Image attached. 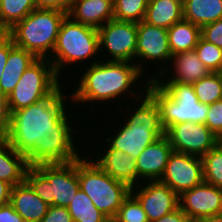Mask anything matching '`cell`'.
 I'll use <instances>...</instances> for the list:
<instances>
[{
  "label": "cell",
  "instance_id": "cell-1",
  "mask_svg": "<svg viewBox=\"0 0 222 222\" xmlns=\"http://www.w3.org/2000/svg\"><path fill=\"white\" fill-rule=\"evenodd\" d=\"M62 85L50 96L13 111L3 138L29 166L65 164L80 158L66 110ZM78 153V154H77Z\"/></svg>",
  "mask_w": 222,
  "mask_h": 222
},
{
  "label": "cell",
  "instance_id": "cell-2",
  "mask_svg": "<svg viewBox=\"0 0 222 222\" xmlns=\"http://www.w3.org/2000/svg\"><path fill=\"white\" fill-rule=\"evenodd\" d=\"M137 64L127 61L94 60L90 67L83 71L77 89L71 93V101L75 103H96L119 98L120 95H134V85L144 76L143 63ZM135 83V84H134ZM127 93V94H126ZM130 93V94H129Z\"/></svg>",
  "mask_w": 222,
  "mask_h": 222
},
{
  "label": "cell",
  "instance_id": "cell-3",
  "mask_svg": "<svg viewBox=\"0 0 222 222\" xmlns=\"http://www.w3.org/2000/svg\"><path fill=\"white\" fill-rule=\"evenodd\" d=\"M140 96L137 98L140 101L139 106L128 116L125 115V124L118 128L116 135L105 138L110 148L121 150L135 160L146 146L165 135L158 105L147 92Z\"/></svg>",
  "mask_w": 222,
  "mask_h": 222
},
{
  "label": "cell",
  "instance_id": "cell-4",
  "mask_svg": "<svg viewBox=\"0 0 222 222\" xmlns=\"http://www.w3.org/2000/svg\"><path fill=\"white\" fill-rule=\"evenodd\" d=\"M146 83V84H145ZM144 91L156 102L164 131L170 126L192 122L205 124L208 105L198 101L193 85L186 83H156L145 80Z\"/></svg>",
  "mask_w": 222,
  "mask_h": 222
},
{
  "label": "cell",
  "instance_id": "cell-5",
  "mask_svg": "<svg viewBox=\"0 0 222 222\" xmlns=\"http://www.w3.org/2000/svg\"><path fill=\"white\" fill-rule=\"evenodd\" d=\"M67 16V12L36 8L6 33L16 47L32 52L37 58H49Z\"/></svg>",
  "mask_w": 222,
  "mask_h": 222
},
{
  "label": "cell",
  "instance_id": "cell-6",
  "mask_svg": "<svg viewBox=\"0 0 222 222\" xmlns=\"http://www.w3.org/2000/svg\"><path fill=\"white\" fill-rule=\"evenodd\" d=\"M25 181L47 205L67 207L80 189L77 160L28 166Z\"/></svg>",
  "mask_w": 222,
  "mask_h": 222
},
{
  "label": "cell",
  "instance_id": "cell-7",
  "mask_svg": "<svg viewBox=\"0 0 222 222\" xmlns=\"http://www.w3.org/2000/svg\"><path fill=\"white\" fill-rule=\"evenodd\" d=\"M77 172L80 189L112 221L130 195L131 188L105 173L94 160L82 156L77 159Z\"/></svg>",
  "mask_w": 222,
  "mask_h": 222
},
{
  "label": "cell",
  "instance_id": "cell-8",
  "mask_svg": "<svg viewBox=\"0 0 222 222\" xmlns=\"http://www.w3.org/2000/svg\"><path fill=\"white\" fill-rule=\"evenodd\" d=\"M101 52L98 30L94 27L74 22L67 16L61 24L56 44L49 61L58 76L67 64L83 62ZM63 68V69H62Z\"/></svg>",
  "mask_w": 222,
  "mask_h": 222
},
{
  "label": "cell",
  "instance_id": "cell-9",
  "mask_svg": "<svg viewBox=\"0 0 222 222\" xmlns=\"http://www.w3.org/2000/svg\"><path fill=\"white\" fill-rule=\"evenodd\" d=\"M59 78L48 58H37L7 97L9 115L52 95L62 84Z\"/></svg>",
  "mask_w": 222,
  "mask_h": 222
},
{
  "label": "cell",
  "instance_id": "cell-10",
  "mask_svg": "<svg viewBox=\"0 0 222 222\" xmlns=\"http://www.w3.org/2000/svg\"><path fill=\"white\" fill-rule=\"evenodd\" d=\"M97 30L99 50L105 47L104 51L111 55L107 61L134 63L137 48V23L112 19Z\"/></svg>",
  "mask_w": 222,
  "mask_h": 222
},
{
  "label": "cell",
  "instance_id": "cell-11",
  "mask_svg": "<svg viewBox=\"0 0 222 222\" xmlns=\"http://www.w3.org/2000/svg\"><path fill=\"white\" fill-rule=\"evenodd\" d=\"M165 135L174 151L202 157L219 144L206 124L182 122L170 126Z\"/></svg>",
  "mask_w": 222,
  "mask_h": 222
},
{
  "label": "cell",
  "instance_id": "cell-12",
  "mask_svg": "<svg viewBox=\"0 0 222 222\" xmlns=\"http://www.w3.org/2000/svg\"><path fill=\"white\" fill-rule=\"evenodd\" d=\"M159 181L168 185L178 196L200 185L204 182L201 157L173 150Z\"/></svg>",
  "mask_w": 222,
  "mask_h": 222
},
{
  "label": "cell",
  "instance_id": "cell-13",
  "mask_svg": "<svg viewBox=\"0 0 222 222\" xmlns=\"http://www.w3.org/2000/svg\"><path fill=\"white\" fill-rule=\"evenodd\" d=\"M131 194L141 204L149 222L158 220L179 207V196L159 180L143 181L131 188Z\"/></svg>",
  "mask_w": 222,
  "mask_h": 222
},
{
  "label": "cell",
  "instance_id": "cell-14",
  "mask_svg": "<svg viewBox=\"0 0 222 222\" xmlns=\"http://www.w3.org/2000/svg\"><path fill=\"white\" fill-rule=\"evenodd\" d=\"M179 207L191 222L222 214V189L202 182L179 196Z\"/></svg>",
  "mask_w": 222,
  "mask_h": 222
},
{
  "label": "cell",
  "instance_id": "cell-15",
  "mask_svg": "<svg viewBox=\"0 0 222 222\" xmlns=\"http://www.w3.org/2000/svg\"><path fill=\"white\" fill-rule=\"evenodd\" d=\"M136 62H158L171 61L172 53L169 48V38L167 29L160 28L144 22L137 23V48ZM163 61V62H162Z\"/></svg>",
  "mask_w": 222,
  "mask_h": 222
},
{
  "label": "cell",
  "instance_id": "cell-16",
  "mask_svg": "<svg viewBox=\"0 0 222 222\" xmlns=\"http://www.w3.org/2000/svg\"><path fill=\"white\" fill-rule=\"evenodd\" d=\"M171 61H173L171 65L174 66L172 69L174 70L172 73H174L171 74V78L169 75L168 78H166L167 80H163L164 82L160 78H157V76L160 77L162 75L161 77H163V75H167L166 73L169 71V69L162 67L161 70L157 69L158 73L149 77L148 80H155L156 83H186L193 85L211 73L200 61L195 50L172 55Z\"/></svg>",
  "mask_w": 222,
  "mask_h": 222
},
{
  "label": "cell",
  "instance_id": "cell-17",
  "mask_svg": "<svg viewBox=\"0 0 222 222\" xmlns=\"http://www.w3.org/2000/svg\"><path fill=\"white\" fill-rule=\"evenodd\" d=\"M173 148L166 135L145 147L135 160L139 178L144 181H157L163 176Z\"/></svg>",
  "mask_w": 222,
  "mask_h": 222
},
{
  "label": "cell",
  "instance_id": "cell-18",
  "mask_svg": "<svg viewBox=\"0 0 222 222\" xmlns=\"http://www.w3.org/2000/svg\"><path fill=\"white\" fill-rule=\"evenodd\" d=\"M103 151V155H96L94 161L105 173L130 188L143 182L138 176L135 159L129 154L110 148L109 145Z\"/></svg>",
  "mask_w": 222,
  "mask_h": 222
},
{
  "label": "cell",
  "instance_id": "cell-19",
  "mask_svg": "<svg viewBox=\"0 0 222 222\" xmlns=\"http://www.w3.org/2000/svg\"><path fill=\"white\" fill-rule=\"evenodd\" d=\"M68 16L77 23L96 29L114 19L111 0H73Z\"/></svg>",
  "mask_w": 222,
  "mask_h": 222
},
{
  "label": "cell",
  "instance_id": "cell-20",
  "mask_svg": "<svg viewBox=\"0 0 222 222\" xmlns=\"http://www.w3.org/2000/svg\"><path fill=\"white\" fill-rule=\"evenodd\" d=\"M9 203L25 222H40L49 207L25 180L12 188Z\"/></svg>",
  "mask_w": 222,
  "mask_h": 222
},
{
  "label": "cell",
  "instance_id": "cell-21",
  "mask_svg": "<svg viewBox=\"0 0 222 222\" xmlns=\"http://www.w3.org/2000/svg\"><path fill=\"white\" fill-rule=\"evenodd\" d=\"M37 59L30 51L14 47L8 55L0 79V93L6 98L12 93L24 71Z\"/></svg>",
  "mask_w": 222,
  "mask_h": 222
},
{
  "label": "cell",
  "instance_id": "cell-22",
  "mask_svg": "<svg viewBox=\"0 0 222 222\" xmlns=\"http://www.w3.org/2000/svg\"><path fill=\"white\" fill-rule=\"evenodd\" d=\"M28 166L26 158L0 137V180L18 185L25 180Z\"/></svg>",
  "mask_w": 222,
  "mask_h": 222
},
{
  "label": "cell",
  "instance_id": "cell-23",
  "mask_svg": "<svg viewBox=\"0 0 222 222\" xmlns=\"http://www.w3.org/2000/svg\"><path fill=\"white\" fill-rule=\"evenodd\" d=\"M183 19V3L175 0H148L143 21L169 29Z\"/></svg>",
  "mask_w": 222,
  "mask_h": 222
},
{
  "label": "cell",
  "instance_id": "cell-24",
  "mask_svg": "<svg viewBox=\"0 0 222 222\" xmlns=\"http://www.w3.org/2000/svg\"><path fill=\"white\" fill-rule=\"evenodd\" d=\"M183 19L199 27L222 19V0H184Z\"/></svg>",
  "mask_w": 222,
  "mask_h": 222
},
{
  "label": "cell",
  "instance_id": "cell-25",
  "mask_svg": "<svg viewBox=\"0 0 222 222\" xmlns=\"http://www.w3.org/2000/svg\"><path fill=\"white\" fill-rule=\"evenodd\" d=\"M172 55L194 50L201 38V27L182 19L167 29Z\"/></svg>",
  "mask_w": 222,
  "mask_h": 222
},
{
  "label": "cell",
  "instance_id": "cell-26",
  "mask_svg": "<svg viewBox=\"0 0 222 222\" xmlns=\"http://www.w3.org/2000/svg\"><path fill=\"white\" fill-rule=\"evenodd\" d=\"M36 8L35 0H0V29L6 33Z\"/></svg>",
  "mask_w": 222,
  "mask_h": 222
},
{
  "label": "cell",
  "instance_id": "cell-27",
  "mask_svg": "<svg viewBox=\"0 0 222 222\" xmlns=\"http://www.w3.org/2000/svg\"><path fill=\"white\" fill-rule=\"evenodd\" d=\"M73 222H109L110 220L93 204L89 196L79 189L67 206Z\"/></svg>",
  "mask_w": 222,
  "mask_h": 222
},
{
  "label": "cell",
  "instance_id": "cell-28",
  "mask_svg": "<svg viewBox=\"0 0 222 222\" xmlns=\"http://www.w3.org/2000/svg\"><path fill=\"white\" fill-rule=\"evenodd\" d=\"M195 95L202 104L210 105L222 99V72H211L193 84Z\"/></svg>",
  "mask_w": 222,
  "mask_h": 222
},
{
  "label": "cell",
  "instance_id": "cell-29",
  "mask_svg": "<svg viewBox=\"0 0 222 222\" xmlns=\"http://www.w3.org/2000/svg\"><path fill=\"white\" fill-rule=\"evenodd\" d=\"M204 182L222 189V146L218 144L202 157Z\"/></svg>",
  "mask_w": 222,
  "mask_h": 222
},
{
  "label": "cell",
  "instance_id": "cell-30",
  "mask_svg": "<svg viewBox=\"0 0 222 222\" xmlns=\"http://www.w3.org/2000/svg\"><path fill=\"white\" fill-rule=\"evenodd\" d=\"M114 19L139 23L144 19L148 0H115Z\"/></svg>",
  "mask_w": 222,
  "mask_h": 222
},
{
  "label": "cell",
  "instance_id": "cell-31",
  "mask_svg": "<svg viewBox=\"0 0 222 222\" xmlns=\"http://www.w3.org/2000/svg\"><path fill=\"white\" fill-rule=\"evenodd\" d=\"M194 50L210 72H222L221 48L200 38Z\"/></svg>",
  "mask_w": 222,
  "mask_h": 222
},
{
  "label": "cell",
  "instance_id": "cell-32",
  "mask_svg": "<svg viewBox=\"0 0 222 222\" xmlns=\"http://www.w3.org/2000/svg\"><path fill=\"white\" fill-rule=\"evenodd\" d=\"M112 222H149L139 201L130 193Z\"/></svg>",
  "mask_w": 222,
  "mask_h": 222
},
{
  "label": "cell",
  "instance_id": "cell-33",
  "mask_svg": "<svg viewBox=\"0 0 222 222\" xmlns=\"http://www.w3.org/2000/svg\"><path fill=\"white\" fill-rule=\"evenodd\" d=\"M205 124L216 136L222 137V99L208 105Z\"/></svg>",
  "mask_w": 222,
  "mask_h": 222
},
{
  "label": "cell",
  "instance_id": "cell-34",
  "mask_svg": "<svg viewBox=\"0 0 222 222\" xmlns=\"http://www.w3.org/2000/svg\"><path fill=\"white\" fill-rule=\"evenodd\" d=\"M201 38L222 49V19L202 26Z\"/></svg>",
  "mask_w": 222,
  "mask_h": 222
},
{
  "label": "cell",
  "instance_id": "cell-35",
  "mask_svg": "<svg viewBox=\"0 0 222 222\" xmlns=\"http://www.w3.org/2000/svg\"><path fill=\"white\" fill-rule=\"evenodd\" d=\"M40 222H73V219L67 207L52 205Z\"/></svg>",
  "mask_w": 222,
  "mask_h": 222
},
{
  "label": "cell",
  "instance_id": "cell-36",
  "mask_svg": "<svg viewBox=\"0 0 222 222\" xmlns=\"http://www.w3.org/2000/svg\"><path fill=\"white\" fill-rule=\"evenodd\" d=\"M15 47L11 37L3 32L0 35V79L4 72L9 52Z\"/></svg>",
  "mask_w": 222,
  "mask_h": 222
},
{
  "label": "cell",
  "instance_id": "cell-37",
  "mask_svg": "<svg viewBox=\"0 0 222 222\" xmlns=\"http://www.w3.org/2000/svg\"><path fill=\"white\" fill-rule=\"evenodd\" d=\"M73 0H35L36 7L67 12L72 6Z\"/></svg>",
  "mask_w": 222,
  "mask_h": 222
},
{
  "label": "cell",
  "instance_id": "cell-38",
  "mask_svg": "<svg viewBox=\"0 0 222 222\" xmlns=\"http://www.w3.org/2000/svg\"><path fill=\"white\" fill-rule=\"evenodd\" d=\"M0 222H25L10 203L0 207Z\"/></svg>",
  "mask_w": 222,
  "mask_h": 222
},
{
  "label": "cell",
  "instance_id": "cell-39",
  "mask_svg": "<svg viewBox=\"0 0 222 222\" xmlns=\"http://www.w3.org/2000/svg\"><path fill=\"white\" fill-rule=\"evenodd\" d=\"M8 118L7 98L0 93V137L4 136L8 124Z\"/></svg>",
  "mask_w": 222,
  "mask_h": 222
},
{
  "label": "cell",
  "instance_id": "cell-40",
  "mask_svg": "<svg viewBox=\"0 0 222 222\" xmlns=\"http://www.w3.org/2000/svg\"><path fill=\"white\" fill-rule=\"evenodd\" d=\"M153 222H191L183 210L178 207L176 210L168 213L167 215L161 217Z\"/></svg>",
  "mask_w": 222,
  "mask_h": 222
},
{
  "label": "cell",
  "instance_id": "cell-41",
  "mask_svg": "<svg viewBox=\"0 0 222 222\" xmlns=\"http://www.w3.org/2000/svg\"><path fill=\"white\" fill-rule=\"evenodd\" d=\"M13 186L0 180V207L10 202V196Z\"/></svg>",
  "mask_w": 222,
  "mask_h": 222
},
{
  "label": "cell",
  "instance_id": "cell-42",
  "mask_svg": "<svg viewBox=\"0 0 222 222\" xmlns=\"http://www.w3.org/2000/svg\"><path fill=\"white\" fill-rule=\"evenodd\" d=\"M199 222H222V214L210 216L200 220Z\"/></svg>",
  "mask_w": 222,
  "mask_h": 222
},
{
  "label": "cell",
  "instance_id": "cell-43",
  "mask_svg": "<svg viewBox=\"0 0 222 222\" xmlns=\"http://www.w3.org/2000/svg\"><path fill=\"white\" fill-rule=\"evenodd\" d=\"M219 144L222 146V137L219 138Z\"/></svg>",
  "mask_w": 222,
  "mask_h": 222
},
{
  "label": "cell",
  "instance_id": "cell-44",
  "mask_svg": "<svg viewBox=\"0 0 222 222\" xmlns=\"http://www.w3.org/2000/svg\"><path fill=\"white\" fill-rule=\"evenodd\" d=\"M175 1H178V2H181V3H183V2H184V0H175Z\"/></svg>",
  "mask_w": 222,
  "mask_h": 222
}]
</instances>
